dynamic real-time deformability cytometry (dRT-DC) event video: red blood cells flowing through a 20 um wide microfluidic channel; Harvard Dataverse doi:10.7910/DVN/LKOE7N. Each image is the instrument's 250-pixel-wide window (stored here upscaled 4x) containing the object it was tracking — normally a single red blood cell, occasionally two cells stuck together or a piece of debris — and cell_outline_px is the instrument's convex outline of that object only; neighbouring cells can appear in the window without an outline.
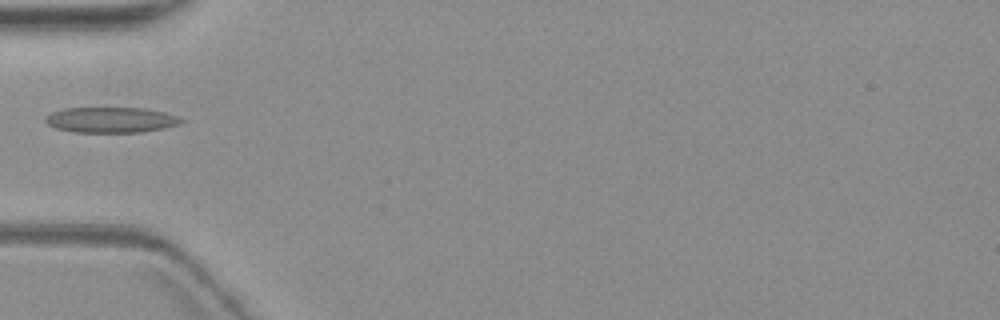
{"species": "common noctule bat (a hibernating species)", "species_latin": "Nyctalus noctula", "temperature_condition": "warm", "stored_images_in_passage": 3, "camera_frame_rate_fps": 3000, "um_per_image_px": 0.085, "animal": {"sex": "female", "body_mass_g": 19.3, "forearm_length_mm": 54.1}, "frame": {"image": 1, "passage_image": 1, "time_ms": 0.0, "image_size_px": [1000, 320], "cell_outline_px": [[184, 120], [180, 124], [164, 128], [140, 132], [76, 132], [56, 128], [48, 124], [44, 120], [52, 112], [64, 108], [144, 108], [164, 112], [176, 116]], "centroid_in_image_um": [9.44, 10.19], "position_along_channel_um": 75.6, "area_um2": 20.0}}
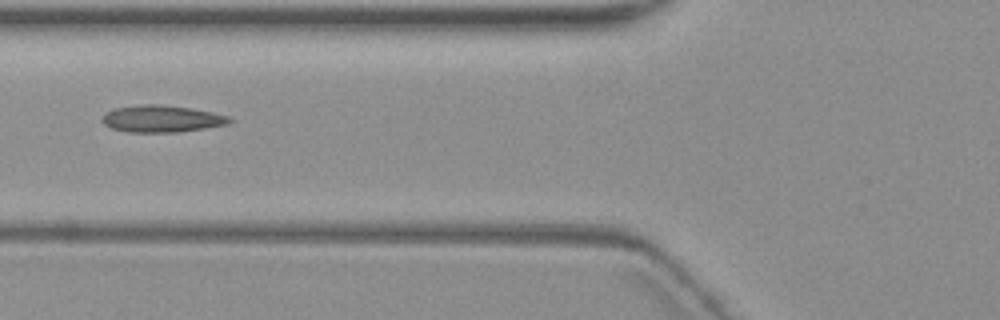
{"frame": {"image": 2, "passage_image": 2, "time_ms": 1.0, "image_size_px": [1000, 320], "cell_outline_px": [[232, 120], [228, 124], [180, 132], [128, 132], [112, 128], [104, 124], [104, 116], [112, 108], [144, 104], [160, 104], [192, 108], [212, 112], [228, 116]], "centroid_in_image_um": [13.77, 10.09], "position_along_channel_um": 112.0, "area_um2": 19.83}}
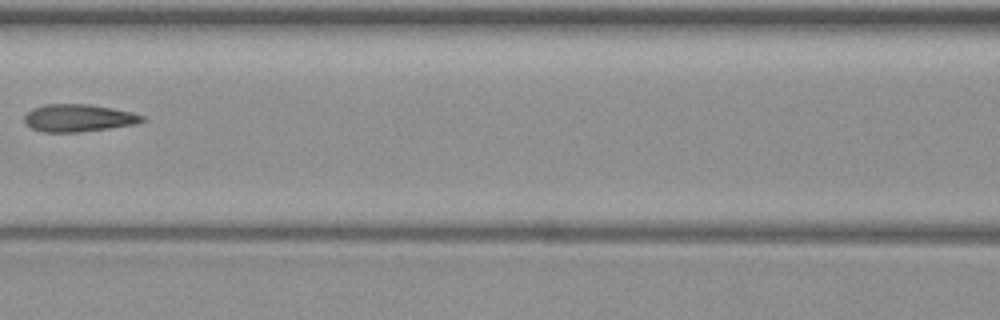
{"frame": {"image": 3, "passage_image": 3, "time_ms": 2.333, "image_size_px": [1000, 320], "cell_outline_px": [[148, 120], [136, 124], [80, 132], [44, 132], [32, 128], [24, 120], [24, 116], [32, 108], [44, 104], [92, 104], [132, 112], [144, 116]], "centroid_in_image_um": [6.7, 10.02], "position_along_channel_um": 159.9, "area_um2": 18.9}}